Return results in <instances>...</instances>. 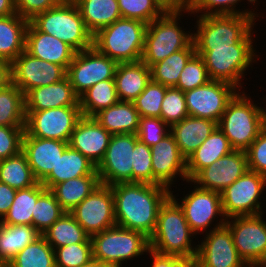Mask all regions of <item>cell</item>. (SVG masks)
Here are the masks:
<instances>
[{
  "label": "cell",
  "instance_id": "cell-46",
  "mask_svg": "<svg viewBox=\"0 0 266 267\" xmlns=\"http://www.w3.org/2000/svg\"><path fill=\"white\" fill-rule=\"evenodd\" d=\"M210 80L203 58L195 53L183 68L175 88L186 92L203 86Z\"/></svg>",
  "mask_w": 266,
  "mask_h": 267
},
{
  "label": "cell",
  "instance_id": "cell-25",
  "mask_svg": "<svg viewBox=\"0 0 266 267\" xmlns=\"http://www.w3.org/2000/svg\"><path fill=\"white\" fill-rule=\"evenodd\" d=\"M25 111H41L64 106H79V97L66 77L60 82L36 87L24 95Z\"/></svg>",
  "mask_w": 266,
  "mask_h": 267
},
{
  "label": "cell",
  "instance_id": "cell-11",
  "mask_svg": "<svg viewBox=\"0 0 266 267\" xmlns=\"http://www.w3.org/2000/svg\"><path fill=\"white\" fill-rule=\"evenodd\" d=\"M266 188V177L247 170L241 177L226 187L221 194L225 218L263 214L260 196Z\"/></svg>",
  "mask_w": 266,
  "mask_h": 267
},
{
  "label": "cell",
  "instance_id": "cell-38",
  "mask_svg": "<svg viewBox=\"0 0 266 267\" xmlns=\"http://www.w3.org/2000/svg\"><path fill=\"white\" fill-rule=\"evenodd\" d=\"M119 101L114 79L100 81L79 97L82 116L93 117Z\"/></svg>",
  "mask_w": 266,
  "mask_h": 267
},
{
  "label": "cell",
  "instance_id": "cell-29",
  "mask_svg": "<svg viewBox=\"0 0 266 267\" xmlns=\"http://www.w3.org/2000/svg\"><path fill=\"white\" fill-rule=\"evenodd\" d=\"M234 149L217 126L209 137L186 160L187 178L190 181L200 170L213 164Z\"/></svg>",
  "mask_w": 266,
  "mask_h": 267
},
{
  "label": "cell",
  "instance_id": "cell-40",
  "mask_svg": "<svg viewBox=\"0 0 266 267\" xmlns=\"http://www.w3.org/2000/svg\"><path fill=\"white\" fill-rule=\"evenodd\" d=\"M24 93L11 82L0 90V126H25Z\"/></svg>",
  "mask_w": 266,
  "mask_h": 267
},
{
  "label": "cell",
  "instance_id": "cell-9",
  "mask_svg": "<svg viewBox=\"0 0 266 267\" xmlns=\"http://www.w3.org/2000/svg\"><path fill=\"white\" fill-rule=\"evenodd\" d=\"M253 45H229V47H195L205 63L211 80L225 81L238 89L246 70L256 61ZM256 56V57H255ZM241 81V82H240Z\"/></svg>",
  "mask_w": 266,
  "mask_h": 267
},
{
  "label": "cell",
  "instance_id": "cell-49",
  "mask_svg": "<svg viewBox=\"0 0 266 267\" xmlns=\"http://www.w3.org/2000/svg\"><path fill=\"white\" fill-rule=\"evenodd\" d=\"M132 183L153 185L151 147L138 140L133 149Z\"/></svg>",
  "mask_w": 266,
  "mask_h": 267
},
{
  "label": "cell",
  "instance_id": "cell-47",
  "mask_svg": "<svg viewBox=\"0 0 266 267\" xmlns=\"http://www.w3.org/2000/svg\"><path fill=\"white\" fill-rule=\"evenodd\" d=\"M56 267H80L90 262L92 243H75L54 249Z\"/></svg>",
  "mask_w": 266,
  "mask_h": 267
},
{
  "label": "cell",
  "instance_id": "cell-4",
  "mask_svg": "<svg viewBox=\"0 0 266 267\" xmlns=\"http://www.w3.org/2000/svg\"><path fill=\"white\" fill-rule=\"evenodd\" d=\"M147 25L139 20L120 18L93 35V46L117 63L141 61Z\"/></svg>",
  "mask_w": 266,
  "mask_h": 267
},
{
  "label": "cell",
  "instance_id": "cell-55",
  "mask_svg": "<svg viewBox=\"0 0 266 267\" xmlns=\"http://www.w3.org/2000/svg\"><path fill=\"white\" fill-rule=\"evenodd\" d=\"M16 191L17 190L9 187L7 184L0 182V221L8 213L13 203Z\"/></svg>",
  "mask_w": 266,
  "mask_h": 267
},
{
  "label": "cell",
  "instance_id": "cell-41",
  "mask_svg": "<svg viewBox=\"0 0 266 267\" xmlns=\"http://www.w3.org/2000/svg\"><path fill=\"white\" fill-rule=\"evenodd\" d=\"M5 267H56L55 252L41 235L17 253Z\"/></svg>",
  "mask_w": 266,
  "mask_h": 267
},
{
  "label": "cell",
  "instance_id": "cell-33",
  "mask_svg": "<svg viewBox=\"0 0 266 267\" xmlns=\"http://www.w3.org/2000/svg\"><path fill=\"white\" fill-rule=\"evenodd\" d=\"M41 234L30 225H7L0 222V267H5L17 253Z\"/></svg>",
  "mask_w": 266,
  "mask_h": 267
},
{
  "label": "cell",
  "instance_id": "cell-36",
  "mask_svg": "<svg viewBox=\"0 0 266 267\" xmlns=\"http://www.w3.org/2000/svg\"><path fill=\"white\" fill-rule=\"evenodd\" d=\"M195 53V45L192 42L188 47L172 53L163 61L151 65V80L169 88L176 87L183 68Z\"/></svg>",
  "mask_w": 266,
  "mask_h": 267
},
{
  "label": "cell",
  "instance_id": "cell-10",
  "mask_svg": "<svg viewBox=\"0 0 266 267\" xmlns=\"http://www.w3.org/2000/svg\"><path fill=\"white\" fill-rule=\"evenodd\" d=\"M262 215L231 217L225 223L239 256L249 267L266 266V221Z\"/></svg>",
  "mask_w": 266,
  "mask_h": 267
},
{
  "label": "cell",
  "instance_id": "cell-27",
  "mask_svg": "<svg viewBox=\"0 0 266 267\" xmlns=\"http://www.w3.org/2000/svg\"><path fill=\"white\" fill-rule=\"evenodd\" d=\"M114 80L119 101L132 102L151 81L150 67L142 61L118 63Z\"/></svg>",
  "mask_w": 266,
  "mask_h": 267
},
{
  "label": "cell",
  "instance_id": "cell-13",
  "mask_svg": "<svg viewBox=\"0 0 266 267\" xmlns=\"http://www.w3.org/2000/svg\"><path fill=\"white\" fill-rule=\"evenodd\" d=\"M118 63L100 53L94 46L76 52L66 77L78 97L100 81L114 79Z\"/></svg>",
  "mask_w": 266,
  "mask_h": 267
},
{
  "label": "cell",
  "instance_id": "cell-39",
  "mask_svg": "<svg viewBox=\"0 0 266 267\" xmlns=\"http://www.w3.org/2000/svg\"><path fill=\"white\" fill-rule=\"evenodd\" d=\"M0 182L15 190L26 189L35 185V179L26 155L19 154L0 160Z\"/></svg>",
  "mask_w": 266,
  "mask_h": 267
},
{
  "label": "cell",
  "instance_id": "cell-35",
  "mask_svg": "<svg viewBox=\"0 0 266 267\" xmlns=\"http://www.w3.org/2000/svg\"><path fill=\"white\" fill-rule=\"evenodd\" d=\"M42 236L53 249L75 243H91L90 235L69 212H65Z\"/></svg>",
  "mask_w": 266,
  "mask_h": 267
},
{
  "label": "cell",
  "instance_id": "cell-23",
  "mask_svg": "<svg viewBox=\"0 0 266 267\" xmlns=\"http://www.w3.org/2000/svg\"><path fill=\"white\" fill-rule=\"evenodd\" d=\"M69 146L68 142L23 135L22 152L26 155L32 173L41 182L55 169L59 157Z\"/></svg>",
  "mask_w": 266,
  "mask_h": 267
},
{
  "label": "cell",
  "instance_id": "cell-37",
  "mask_svg": "<svg viewBox=\"0 0 266 267\" xmlns=\"http://www.w3.org/2000/svg\"><path fill=\"white\" fill-rule=\"evenodd\" d=\"M45 189L46 187L41 182H37L29 188L17 190L8 213L0 222L7 225L32 226L34 205Z\"/></svg>",
  "mask_w": 266,
  "mask_h": 267
},
{
  "label": "cell",
  "instance_id": "cell-22",
  "mask_svg": "<svg viewBox=\"0 0 266 267\" xmlns=\"http://www.w3.org/2000/svg\"><path fill=\"white\" fill-rule=\"evenodd\" d=\"M112 134L93 117L82 116L69 140V146L79 151L96 167L104 158Z\"/></svg>",
  "mask_w": 266,
  "mask_h": 267
},
{
  "label": "cell",
  "instance_id": "cell-21",
  "mask_svg": "<svg viewBox=\"0 0 266 267\" xmlns=\"http://www.w3.org/2000/svg\"><path fill=\"white\" fill-rule=\"evenodd\" d=\"M151 157L153 185H163L170 189L177 175L188 182L186 159L181 155L171 133L151 147Z\"/></svg>",
  "mask_w": 266,
  "mask_h": 267
},
{
  "label": "cell",
  "instance_id": "cell-30",
  "mask_svg": "<svg viewBox=\"0 0 266 267\" xmlns=\"http://www.w3.org/2000/svg\"><path fill=\"white\" fill-rule=\"evenodd\" d=\"M93 118L111 134H136L139 128L140 116L133 102L118 101Z\"/></svg>",
  "mask_w": 266,
  "mask_h": 267
},
{
  "label": "cell",
  "instance_id": "cell-7",
  "mask_svg": "<svg viewBox=\"0 0 266 267\" xmlns=\"http://www.w3.org/2000/svg\"><path fill=\"white\" fill-rule=\"evenodd\" d=\"M181 16L182 11L164 12L147 25L141 61L148 67L163 61L193 42V33L185 32V29L178 25Z\"/></svg>",
  "mask_w": 266,
  "mask_h": 267
},
{
  "label": "cell",
  "instance_id": "cell-3",
  "mask_svg": "<svg viewBox=\"0 0 266 267\" xmlns=\"http://www.w3.org/2000/svg\"><path fill=\"white\" fill-rule=\"evenodd\" d=\"M217 126L234 150L246 151L266 127V109L239 91L227 104Z\"/></svg>",
  "mask_w": 266,
  "mask_h": 267
},
{
  "label": "cell",
  "instance_id": "cell-19",
  "mask_svg": "<svg viewBox=\"0 0 266 267\" xmlns=\"http://www.w3.org/2000/svg\"><path fill=\"white\" fill-rule=\"evenodd\" d=\"M194 188L181 199V204L176 200L173 191L170 192V197L182 209L189 227L197 235L199 232H205L206 229L209 230L208 232L211 231L209 227H211L215 217L218 218L216 215L222 217H225V215L222 209L220 192L204 190L196 185Z\"/></svg>",
  "mask_w": 266,
  "mask_h": 267
},
{
  "label": "cell",
  "instance_id": "cell-57",
  "mask_svg": "<svg viewBox=\"0 0 266 267\" xmlns=\"http://www.w3.org/2000/svg\"><path fill=\"white\" fill-rule=\"evenodd\" d=\"M12 82L11 63L0 60V90Z\"/></svg>",
  "mask_w": 266,
  "mask_h": 267
},
{
  "label": "cell",
  "instance_id": "cell-8",
  "mask_svg": "<svg viewBox=\"0 0 266 267\" xmlns=\"http://www.w3.org/2000/svg\"><path fill=\"white\" fill-rule=\"evenodd\" d=\"M94 260L121 267L150 250L149 238L142 232L113 226L90 236Z\"/></svg>",
  "mask_w": 266,
  "mask_h": 267
},
{
  "label": "cell",
  "instance_id": "cell-44",
  "mask_svg": "<svg viewBox=\"0 0 266 267\" xmlns=\"http://www.w3.org/2000/svg\"><path fill=\"white\" fill-rule=\"evenodd\" d=\"M169 87L150 81L145 90L132 101L140 117H159L166 90Z\"/></svg>",
  "mask_w": 266,
  "mask_h": 267
},
{
  "label": "cell",
  "instance_id": "cell-32",
  "mask_svg": "<svg viewBox=\"0 0 266 267\" xmlns=\"http://www.w3.org/2000/svg\"><path fill=\"white\" fill-rule=\"evenodd\" d=\"M87 30L95 35L100 29L122 18L118 0H73Z\"/></svg>",
  "mask_w": 266,
  "mask_h": 267
},
{
  "label": "cell",
  "instance_id": "cell-45",
  "mask_svg": "<svg viewBox=\"0 0 266 267\" xmlns=\"http://www.w3.org/2000/svg\"><path fill=\"white\" fill-rule=\"evenodd\" d=\"M122 18L134 19L149 24L164 11L154 0H118Z\"/></svg>",
  "mask_w": 266,
  "mask_h": 267
},
{
  "label": "cell",
  "instance_id": "cell-14",
  "mask_svg": "<svg viewBox=\"0 0 266 267\" xmlns=\"http://www.w3.org/2000/svg\"><path fill=\"white\" fill-rule=\"evenodd\" d=\"M239 91L233 84L219 80H210L203 86L186 91L184 96L188 115L213 120L218 124L227 104Z\"/></svg>",
  "mask_w": 266,
  "mask_h": 267
},
{
  "label": "cell",
  "instance_id": "cell-18",
  "mask_svg": "<svg viewBox=\"0 0 266 267\" xmlns=\"http://www.w3.org/2000/svg\"><path fill=\"white\" fill-rule=\"evenodd\" d=\"M66 74L64 67L36 58L26 50L11 63L12 82L24 95L36 87L60 82Z\"/></svg>",
  "mask_w": 266,
  "mask_h": 267
},
{
  "label": "cell",
  "instance_id": "cell-20",
  "mask_svg": "<svg viewBox=\"0 0 266 267\" xmlns=\"http://www.w3.org/2000/svg\"><path fill=\"white\" fill-rule=\"evenodd\" d=\"M248 170L246 151L233 150L200 170L188 183L204 190L221 192Z\"/></svg>",
  "mask_w": 266,
  "mask_h": 267
},
{
  "label": "cell",
  "instance_id": "cell-51",
  "mask_svg": "<svg viewBox=\"0 0 266 267\" xmlns=\"http://www.w3.org/2000/svg\"><path fill=\"white\" fill-rule=\"evenodd\" d=\"M25 126H0V160L7 159L22 151Z\"/></svg>",
  "mask_w": 266,
  "mask_h": 267
},
{
  "label": "cell",
  "instance_id": "cell-24",
  "mask_svg": "<svg viewBox=\"0 0 266 267\" xmlns=\"http://www.w3.org/2000/svg\"><path fill=\"white\" fill-rule=\"evenodd\" d=\"M25 50L36 58L58 64L66 70L77 52L66 42L38 31L30 22L26 30Z\"/></svg>",
  "mask_w": 266,
  "mask_h": 267
},
{
  "label": "cell",
  "instance_id": "cell-34",
  "mask_svg": "<svg viewBox=\"0 0 266 267\" xmlns=\"http://www.w3.org/2000/svg\"><path fill=\"white\" fill-rule=\"evenodd\" d=\"M100 184L99 175H86L55 184L50 190L61 208L70 212Z\"/></svg>",
  "mask_w": 266,
  "mask_h": 267
},
{
  "label": "cell",
  "instance_id": "cell-59",
  "mask_svg": "<svg viewBox=\"0 0 266 267\" xmlns=\"http://www.w3.org/2000/svg\"><path fill=\"white\" fill-rule=\"evenodd\" d=\"M80 267H117V266L112 265V264L99 262V261L92 259L90 262H88L87 264H84Z\"/></svg>",
  "mask_w": 266,
  "mask_h": 267
},
{
  "label": "cell",
  "instance_id": "cell-16",
  "mask_svg": "<svg viewBox=\"0 0 266 267\" xmlns=\"http://www.w3.org/2000/svg\"><path fill=\"white\" fill-rule=\"evenodd\" d=\"M136 134H112L104 158L96 167L101 184L132 183L133 149Z\"/></svg>",
  "mask_w": 266,
  "mask_h": 267
},
{
  "label": "cell",
  "instance_id": "cell-53",
  "mask_svg": "<svg viewBox=\"0 0 266 267\" xmlns=\"http://www.w3.org/2000/svg\"><path fill=\"white\" fill-rule=\"evenodd\" d=\"M62 0H14L16 12L30 21L36 15L58 5Z\"/></svg>",
  "mask_w": 266,
  "mask_h": 267
},
{
  "label": "cell",
  "instance_id": "cell-60",
  "mask_svg": "<svg viewBox=\"0 0 266 267\" xmlns=\"http://www.w3.org/2000/svg\"><path fill=\"white\" fill-rule=\"evenodd\" d=\"M179 267H198L195 259L185 260Z\"/></svg>",
  "mask_w": 266,
  "mask_h": 267
},
{
  "label": "cell",
  "instance_id": "cell-1",
  "mask_svg": "<svg viewBox=\"0 0 266 267\" xmlns=\"http://www.w3.org/2000/svg\"><path fill=\"white\" fill-rule=\"evenodd\" d=\"M110 187L116 225L142 232L150 238L156 228L160 207L170 197L171 190L163 185L131 182Z\"/></svg>",
  "mask_w": 266,
  "mask_h": 267
},
{
  "label": "cell",
  "instance_id": "cell-54",
  "mask_svg": "<svg viewBox=\"0 0 266 267\" xmlns=\"http://www.w3.org/2000/svg\"><path fill=\"white\" fill-rule=\"evenodd\" d=\"M152 260L150 267H179L185 259L174 255H163L152 251H148Z\"/></svg>",
  "mask_w": 266,
  "mask_h": 267
},
{
  "label": "cell",
  "instance_id": "cell-2",
  "mask_svg": "<svg viewBox=\"0 0 266 267\" xmlns=\"http://www.w3.org/2000/svg\"><path fill=\"white\" fill-rule=\"evenodd\" d=\"M191 230L182 209L169 197L160 207L155 231L149 238L150 249L163 255H174L185 260L196 258L197 245H192Z\"/></svg>",
  "mask_w": 266,
  "mask_h": 267
},
{
  "label": "cell",
  "instance_id": "cell-15",
  "mask_svg": "<svg viewBox=\"0 0 266 267\" xmlns=\"http://www.w3.org/2000/svg\"><path fill=\"white\" fill-rule=\"evenodd\" d=\"M221 217L203 242L197 245L196 262L198 267H249L239 256L233 243L230 229Z\"/></svg>",
  "mask_w": 266,
  "mask_h": 267
},
{
  "label": "cell",
  "instance_id": "cell-26",
  "mask_svg": "<svg viewBox=\"0 0 266 267\" xmlns=\"http://www.w3.org/2000/svg\"><path fill=\"white\" fill-rule=\"evenodd\" d=\"M217 127L213 120L187 116L170 127L181 155L187 160L189 156L206 140Z\"/></svg>",
  "mask_w": 266,
  "mask_h": 267
},
{
  "label": "cell",
  "instance_id": "cell-52",
  "mask_svg": "<svg viewBox=\"0 0 266 267\" xmlns=\"http://www.w3.org/2000/svg\"><path fill=\"white\" fill-rule=\"evenodd\" d=\"M248 170L266 177V127L246 150Z\"/></svg>",
  "mask_w": 266,
  "mask_h": 267
},
{
  "label": "cell",
  "instance_id": "cell-56",
  "mask_svg": "<svg viewBox=\"0 0 266 267\" xmlns=\"http://www.w3.org/2000/svg\"><path fill=\"white\" fill-rule=\"evenodd\" d=\"M164 12H187L189 0H154Z\"/></svg>",
  "mask_w": 266,
  "mask_h": 267
},
{
  "label": "cell",
  "instance_id": "cell-17",
  "mask_svg": "<svg viewBox=\"0 0 266 267\" xmlns=\"http://www.w3.org/2000/svg\"><path fill=\"white\" fill-rule=\"evenodd\" d=\"M69 213L90 236L115 226L111 187L100 184Z\"/></svg>",
  "mask_w": 266,
  "mask_h": 267
},
{
  "label": "cell",
  "instance_id": "cell-12",
  "mask_svg": "<svg viewBox=\"0 0 266 267\" xmlns=\"http://www.w3.org/2000/svg\"><path fill=\"white\" fill-rule=\"evenodd\" d=\"M25 113V133L28 136L55 139L68 143L77 122L82 117L79 106L25 111Z\"/></svg>",
  "mask_w": 266,
  "mask_h": 267
},
{
  "label": "cell",
  "instance_id": "cell-6",
  "mask_svg": "<svg viewBox=\"0 0 266 267\" xmlns=\"http://www.w3.org/2000/svg\"><path fill=\"white\" fill-rule=\"evenodd\" d=\"M197 31L193 33L195 47H229L253 45L255 20L251 16L209 15L197 16Z\"/></svg>",
  "mask_w": 266,
  "mask_h": 267
},
{
  "label": "cell",
  "instance_id": "cell-28",
  "mask_svg": "<svg viewBox=\"0 0 266 267\" xmlns=\"http://www.w3.org/2000/svg\"><path fill=\"white\" fill-rule=\"evenodd\" d=\"M86 175H98L96 166L79 151L68 146L59 157L55 169L41 181L46 189L69 179Z\"/></svg>",
  "mask_w": 266,
  "mask_h": 267
},
{
  "label": "cell",
  "instance_id": "cell-42",
  "mask_svg": "<svg viewBox=\"0 0 266 267\" xmlns=\"http://www.w3.org/2000/svg\"><path fill=\"white\" fill-rule=\"evenodd\" d=\"M32 213V226L42 235L65 211L50 189H45L35 203Z\"/></svg>",
  "mask_w": 266,
  "mask_h": 267
},
{
  "label": "cell",
  "instance_id": "cell-48",
  "mask_svg": "<svg viewBox=\"0 0 266 267\" xmlns=\"http://www.w3.org/2000/svg\"><path fill=\"white\" fill-rule=\"evenodd\" d=\"M187 116L184 92L175 87L168 88L162 101L160 118L171 127Z\"/></svg>",
  "mask_w": 266,
  "mask_h": 267
},
{
  "label": "cell",
  "instance_id": "cell-31",
  "mask_svg": "<svg viewBox=\"0 0 266 267\" xmlns=\"http://www.w3.org/2000/svg\"><path fill=\"white\" fill-rule=\"evenodd\" d=\"M28 24L18 14L0 17V60L12 63L25 50Z\"/></svg>",
  "mask_w": 266,
  "mask_h": 267
},
{
  "label": "cell",
  "instance_id": "cell-50",
  "mask_svg": "<svg viewBox=\"0 0 266 267\" xmlns=\"http://www.w3.org/2000/svg\"><path fill=\"white\" fill-rule=\"evenodd\" d=\"M170 127L159 117H140L136 133L138 140L149 147L155 146L167 134Z\"/></svg>",
  "mask_w": 266,
  "mask_h": 267
},
{
  "label": "cell",
  "instance_id": "cell-43",
  "mask_svg": "<svg viewBox=\"0 0 266 267\" xmlns=\"http://www.w3.org/2000/svg\"><path fill=\"white\" fill-rule=\"evenodd\" d=\"M250 4L254 5L257 0H247ZM241 0H189V8L187 13L199 14V16L209 15H235L241 14L251 16L256 21L257 12L251 10H236L235 8ZM249 11V12H248ZM196 12V13H195Z\"/></svg>",
  "mask_w": 266,
  "mask_h": 267
},
{
  "label": "cell",
  "instance_id": "cell-58",
  "mask_svg": "<svg viewBox=\"0 0 266 267\" xmlns=\"http://www.w3.org/2000/svg\"><path fill=\"white\" fill-rule=\"evenodd\" d=\"M17 14L14 0H0V17Z\"/></svg>",
  "mask_w": 266,
  "mask_h": 267
},
{
  "label": "cell",
  "instance_id": "cell-5",
  "mask_svg": "<svg viewBox=\"0 0 266 267\" xmlns=\"http://www.w3.org/2000/svg\"><path fill=\"white\" fill-rule=\"evenodd\" d=\"M29 22L38 31L66 42L77 52L93 46V35L87 30L73 0H62L58 5L36 15Z\"/></svg>",
  "mask_w": 266,
  "mask_h": 267
}]
</instances>
